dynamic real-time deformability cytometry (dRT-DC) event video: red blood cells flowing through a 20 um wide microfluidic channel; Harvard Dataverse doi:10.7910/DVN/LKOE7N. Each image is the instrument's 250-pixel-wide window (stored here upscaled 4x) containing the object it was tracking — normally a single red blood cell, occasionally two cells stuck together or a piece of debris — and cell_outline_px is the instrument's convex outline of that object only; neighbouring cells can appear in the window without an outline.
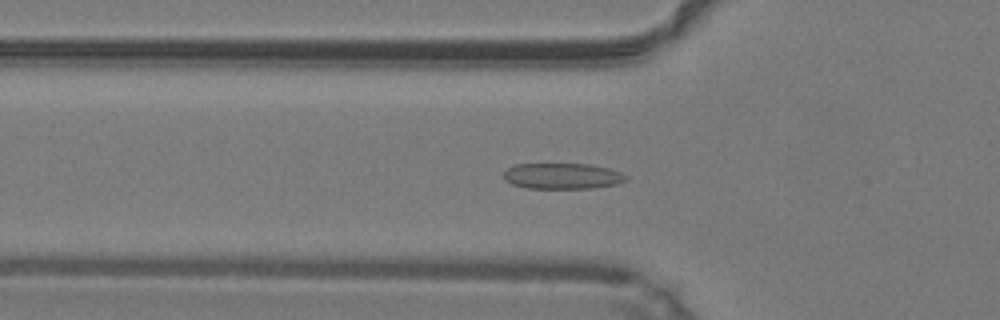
{"species": "common noctule bat (a hibernating species)", "species_latin": "Nyctalus noctula", "temperature_condition": "warm", "stored_images_in_passage": 47, "camera_frame_rate_fps": 3000, "um_per_image_px": 0.085, "animal": {"sex": "male", "body_mass_g": 19.2, "forearm_length_mm": 51.8}, "frame": {"image": 1, "passage_image": 16, "time_ms": 5.0, "image_size_px": [1000, 320], "cell_outline_px": [[628, 180], [616, 184], [592, 188], [528, 188], [512, 184], [504, 180], [504, 172], [508, 168], [516, 164], [592, 164], [608, 168], [620, 172], [628, 176]], "centroid_in_image_um": [47.82, 14.96], "position_along_channel_um": 78.0, "area_um2": 18.44}}
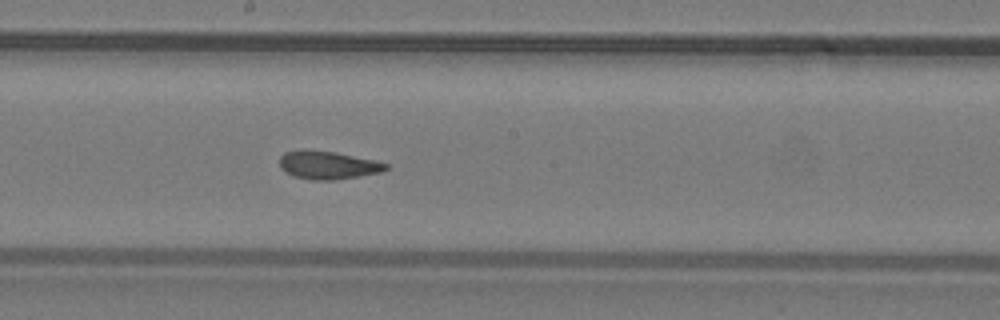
{"frame": {"image": 2, "passage_image": 26, "time_ms": 8.333, "image_size_px": [1000, 320], "cell_outline_px": [[388, 168], [380, 172], [336, 180], [312, 180], [296, 176], [280, 168], [280, 156], [284, 152], [300, 148], [304, 148], [336, 152], [376, 160], [388, 164]], "centroid_in_image_um": [27.85, 14.0], "position_along_channel_um": 220.3, "area_um2": 17.57}}
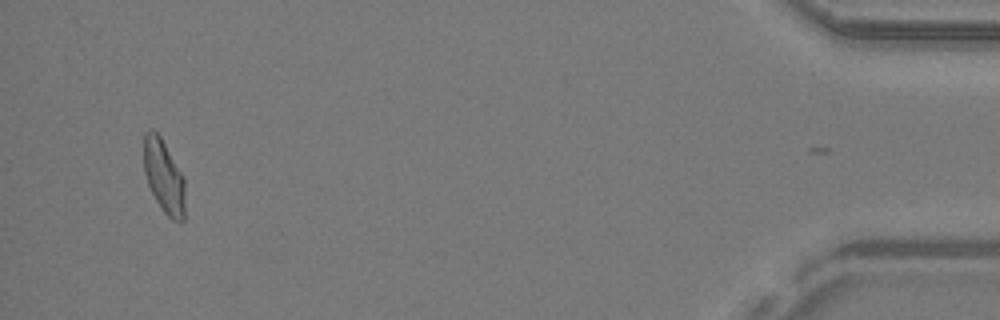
{"frame": {"image": 3, "passage_image": 46, "time_ms": 15.0, "image_size_px": [1000, 320], "cell_outline_px": [[184, 220], [180, 224], [172, 220], [164, 212], [156, 200], [148, 184], [144, 172], [144, 136], [152, 128], [160, 136], [184, 176]], "centroid_in_image_um": [13.94, 15.03], "position_along_channel_um": 421.3, "area_um2": 17.57}, "authors_computed_cell_mechanics": {"area_um2": 17.9758, "velocity_mm_per_s": 4.2434, "shape_relaxation_time_tau1_ms": null, "shape_relaxation_time_tau2_ms": 0.8965, "deformation_change_tau1": null, "deformation_change_tau2": 0.0849}}